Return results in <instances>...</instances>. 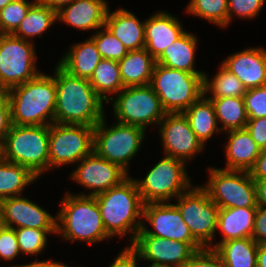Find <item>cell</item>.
<instances>
[{"instance_id":"cell-28","label":"cell","mask_w":266,"mask_h":267,"mask_svg":"<svg viewBox=\"0 0 266 267\" xmlns=\"http://www.w3.org/2000/svg\"><path fill=\"white\" fill-rule=\"evenodd\" d=\"M183 114L188 119L191 129L204 146L215 132L221 131L220 127H218L214 105L207 98V95L203 94Z\"/></svg>"},{"instance_id":"cell-8","label":"cell","mask_w":266,"mask_h":267,"mask_svg":"<svg viewBox=\"0 0 266 267\" xmlns=\"http://www.w3.org/2000/svg\"><path fill=\"white\" fill-rule=\"evenodd\" d=\"M186 163L165 155L147 173L144 179H135L142 202H169L191 186Z\"/></svg>"},{"instance_id":"cell-17","label":"cell","mask_w":266,"mask_h":267,"mask_svg":"<svg viewBox=\"0 0 266 267\" xmlns=\"http://www.w3.org/2000/svg\"><path fill=\"white\" fill-rule=\"evenodd\" d=\"M78 163L70 178L89 189L87 196H96L105 192L119 185L129 176L118 164L98 156L94 151Z\"/></svg>"},{"instance_id":"cell-2","label":"cell","mask_w":266,"mask_h":267,"mask_svg":"<svg viewBox=\"0 0 266 267\" xmlns=\"http://www.w3.org/2000/svg\"><path fill=\"white\" fill-rule=\"evenodd\" d=\"M105 231L111 237L131 235L132 244L142 228L143 206L135 178L128 176L119 185L95 196Z\"/></svg>"},{"instance_id":"cell-22","label":"cell","mask_w":266,"mask_h":267,"mask_svg":"<svg viewBox=\"0 0 266 267\" xmlns=\"http://www.w3.org/2000/svg\"><path fill=\"white\" fill-rule=\"evenodd\" d=\"M105 27L125 46L128 51L145 48V21L130 11L120 8L110 12L108 9Z\"/></svg>"},{"instance_id":"cell-47","label":"cell","mask_w":266,"mask_h":267,"mask_svg":"<svg viewBox=\"0 0 266 267\" xmlns=\"http://www.w3.org/2000/svg\"><path fill=\"white\" fill-rule=\"evenodd\" d=\"M248 172L253 180L266 179V149L261 150L260 155Z\"/></svg>"},{"instance_id":"cell-10","label":"cell","mask_w":266,"mask_h":267,"mask_svg":"<svg viewBox=\"0 0 266 267\" xmlns=\"http://www.w3.org/2000/svg\"><path fill=\"white\" fill-rule=\"evenodd\" d=\"M209 180L202 187L220 208H257L254 180L248 171L209 167Z\"/></svg>"},{"instance_id":"cell-14","label":"cell","mask_w":266,"mask_h":267,"mask_svg":"<svg viewBox=\"0 0 266 267\" xmlns=\"http://www.w3.org/2000/svg\"><path fill=\"white\" fill-rule=\"evenodd\" d=\"M130 247L140 260L157 266L185 267L196 250L187 242L148 235L142 228Z\"/></svg>"},{"instance_id":"cell-39","label":"cell","mask_w":266,"mask_h":267,"mask_svg":"<svg viewBox=\"0 0 266 267\" xmlns=\"http://www.w3.org/2000/svg\"><path fill=\"white\" fill-rule=\"evenodd\" d=\"M243 100L248 119L266 117V85L248 89Z\"/></svg>"},{"instance_id":"cell-45","label":"cell","mask_w":266,"mask_h":267,"mask_svg":"<svg viewBox=\"0 0 266 267\" xmlns=\"http://www.w3.org/2000/svg\"><path fill=\"white\" fill-rule=\"evenodd\" d=\"M252 238L258 244H266V207L256 208Z\"/></svg>"},{"instance_id":"cell-40","label":"cell","mask_w":266,"mask_h":267,"mask_svg":"<svg viewBox=\"0 0 266 267\" xmlns=\"http://www.w3.org/2000/svg\"><path fill=\"white\" fill-rule=\"evenodd\" d=\"M265 0H228V25L233 16L237 18L253 19L259 15Z\"/></svg>"},{"instance_id":"cell-23","label":"cell","mask_w":266,"mask_h":267,"mask_svg":"<svg viewBox=\"0 0 266 267\" xmlns=\"http://www.w3.org/2000/svg\"><path fill=\"white\" fill-rule=\"evenodd\" d=\"M227 132L228 142L225 146L227 163L224 169L249 171L260 155V148L245 128Z\"/></svg>"},{"instance_id":"cell-46","label":"cell","mask_w":266,"mask_h":267,"mask_svg":"<svg viewBox=\"0 0 266 267\" xmlns=\"http://www.w3.org/2000/svg\"><path fill=\"white\" fill-rule=\"evenodd\" d=\"M139 260L138 254L130 246H127L117 255L109 267H137Z\"/></svg>"},{"instance_id":"cell-12","label":"cell","mask_w":266,"mask_h":267,"mask_svg":"<svg viewBox=\"0 0 266 267\" xmlns=\"http://www.w3.org/2000/svg\"><path fill=\"white\" fill-rule=\"evenodd\" d=\"M94 127L52 123L49 125V169L78 163L93 152Z\"/></svg>"},{"instance_id":"cell-6","label":"cell","mask_w":266,"mask_h":267,"mask_svg":"<svg viewBox=\"0 0 266 267\" xmlns=\"http://www.w3.org/2000/svg\"><path fill=\"white\" fill-rule=\"evenodd\" d=\"M204 75L156 63L149 85L166 113H183L204 94Z\"/></svg>"},{"instance_id":"cell-11","label":"cell","mask_w":266,"mask_h":267,"mask_svg":"<svg viewBox=\"0 0 266 267\" xmlns=\"http://www.w3.org/2000/svg\"><path fill=\"white\" fill-rule=\"evenodd\" d=\"M175 205L188 225L193 238L202 246L213 244L217 233L219 207L210 199L202 186H191L180 194ZM212 242V244H211Z\"/></svg>"},{"instance_id":"cell-26","label":"cell","mask_w":266,"mask_h":267,"mask_svg":"<svg viewBox=\"0 0 266 267\" xmlns=\"http://www.w3.org/2000/svg\"><path fill=\"white\" fill-rule=\"evenodd\" d=\"M197 36L185 31L171 45L165 48L156 59V63L171 69H178L194 74H205L195 69V53L197 49Z\"/></svg>"},{"instance_id":"cell-34","label":"cell","mask_w":266,"mask_h":267,"mask_svg":"<svg viewBox=\"0 0 266 267\" xmlns=\"http://www.w3.org/2000/svg\"><path fill=\"white\" fill-rule=\"evenodd\" d=\"M206 74L203 80L204 95L209 92L212 95L207 98L243 97L247 91L243 83L221 64L213 79L209 80Z\"/></svg>"},{"instance_id":"cell-31","label":"cell","mask_w":266,"mask_h":267,"mask_svg":"<svg viewBox=\"0 0 266 267\" xmlns=\"http://www.w3.org/2000/svg\"><path fill=\"white\" fill-rule=\"evenodd\" d=\"M37 177L30 169L12 163L0 156V201L21 196L24 188L35 182Z\"/></svg>"},{"instance_id":"cell-29","label":"cell","mask_w":266,"mask_h":267,"mask_svg":"<svg viewBox=\"0 0 266 267\" xmlns=\"http://www.w3.org/2000/svg\"><path fill=\"white\" fill-rule=\"evenodd\" d=\"M257 247L252 237H246L222 242L214 250L225 267H257Z\"/></svg>"},{"instance_id":"cell-52","label":"cell","mask_w":266,"mask_h":267,"mask_svg":"<svg viewBox=\"0 0 266 267\" xmlns=\"http://www.w3.org/2000/svg\"><path fill=\"white\" fill-rule=\"evenodd\" d=\"M12 1L14 0H0V10L5 8Z\"/></svg>"},{"instance_id":"cell-36","label":"cell","mask_w":266,"mask_h":267,"mask_svg":"<svg viewBox=\"0 0 266 267\" xmlns=\"http://www.w3.org/2000/svg\"><path fill=\"white\" fill-rule=\"evenodd\" d=\"M20 255L37 256L47 246V235L57 234V229L15 228Z\"/></svg>"},{"instance_id":"cell-38","label":"cell","mask_w":266,"mask_h":267,"mask_svg":"<svg viewBox=\"0 0 266 267\" xmlns=\"http://www.w3.org/2000/svg\"><path fill=\"white\" fill-rule=\"evenodd\" d=\"M91 38L94 40L101 58L119 62L128 52L124 44L105 26L98 29Z\"/></svg>"},{"instance_id":"cell-30","label":"cell","mask_w":266,"mask_h":267,"mask_svg":"<svg viewBox=\"0 0 266 267\" xmlns=\"http://www.w3.org/2000/svg\"><path fill=\"white\" fill-rule=\"evenodd\" d=\"M55 21H58L57 11L37 0L12 35L32 42L31 39L42 36Z\"/></svg>"},{"instance_id":"cell-21","label":"cell","mask_w":266,"mask_h":267,"mask_svg":"<svg viewBox=\"0 0 266 267\" xmlns=\"http://www.w3.org/2000/svg\"><path fill=\"white\" fill-rule=\"evenodd\" d=\"M185 31L177 17L158 11L145 21V49L157 59Z\"/></svg>"},{"instance_id":"cell-49","label":"cell","mask_w":266,"mask_h":267,"mask_svg":"<svg viewBox=\"0 0 266 267\" xmlns=\"http://www.w3.org/2000/svg\"><path fill=\"white\" fill-rule=\"evenodd\" d=\"M12 267H70L67 266L65 264L59 263V262H55L52 260H43V261H38V258L31 262L30 264H24V265H13Z\"/></svg>"},{"instance_id":"cell-27","label":"cell","mask_w":266,"mask_h":267,"mask_svg":"<svg viewBox=\"0 0 266 267\" xmlns=\"http://www.w3.org/2000/svg\"><path fill=\"white\" fill-rule=\"evenodd\" d=\"M156 59L145 49L128 51L118 62L124 87L149 85Z\"/></svg>"},{"instance_id":"cell-20","label":"cell","mask_w":266,"mask_h":267,"mask_svg":"<svg viewBox=\"0 0 266 267\" xmlns=\"http://www.w3.org/2000/svg\"><path fill=\"white\" fill-rule=\"evenodd\" d=\"M106 0H74L57 11V20L79 30H95L105 26L109 9Z\"/></svg>"},{"instance_id":"cell-16","label":"cell","mask_w":266,"mask_h":267,"mask_svg":"<svg viewBox=\"0 0 266 267\" xmlns=\"http://www.w3.org/2000/svg\"><path fill=\"white\" fill-rule=\"evenodd\" d=\"M143 219L147 220L154 229L153 231L152 229L149 230L143 224L142 229L148 235L187 242L196 251L203 248L191 235L188 225L174 203L154 202L144 204Z\"/></svg>"},{"instance_id":"cell-44","label":"cell","mask_w":266,"mask_h":267,"mask_svg":"<svg viewBox=\"0 0 266 267\" xmlns=\"http://www.w3.org/2000/svg\"><path fill=\"white\" fill-rule=\"evenodd\" d=\"M11 107L7 90L0 92V144L11 127Z\"/></svg>"},{"instance_id":"cell-48","label":"cell","mask_w":266,"mask_h":267,"mask_svg":"<svg viewBox=\"0 0 266 267\" xmlns=\"http://www.w3.org/2000/svg\"><path fill=\"white\" fill-rule=\"evenodd\" d=\"M257 206L266 207V179L254 180Z\"/></svg>"},{"instance_id":"cell-42","label":"cell","mask_w":266,"mask_h":267,"mask_svg":"<svg viewBox=\"0 0 266 267\" xmlns=\"http://www.w3.org/2000/svg\"><path fill=\"white\" fill-rule=\"evenodd\" d=\"M185 267H225L217 252L209 247L197 250Z\"/></svg>"},{"instance_id":"cell-18","label":"cell","mask_w":266,"mask_h":267,"mask_svg":"<svg viewBox=\"0 0 266 267\" xmlns=\"http://www.w3.org/2000/svg\"><path fill=\"white\" fill-rule=\"evenodd\" d=\"M1 225L11 228L57 229V216L32 202L25 196L0 201ZM15 225V226H14Z\"/></svg>"},{"instance_id":"cell-3","label":"cell","mask_w":266,"mask_h":267,"mask_svg":"<svg viewBox=\"0 0 266 267\" xmlns=\"http://www.w3.org/2000/svg\"><path fill=\"white\" fill-rule=\"evenodd\" d=\"M11 123L15 125H50L54 123L56 84L54 76L40 73L24 84L7 90Z\"/></svg>"},{"instance_id":"cell-13","label":"cell","mask_w":266,"mask_h":267,"mask_svg":"<svg viewBox=\"0 0 266 267\" xmlns=\"http://www.w3.org/2000/svg\"><path fill=\"white\" fill-rule=\"evenodd\" d=\"M34 42L0 34V86L3 90L24 84L41 72L36 68Z\"/></svg>"},{"instance_id":"cell-4","label":"cell","mask_w":266,"mask_h":267,"mask_svg":"<svg viewBox=\"0 0 266 267\" xmlns=\"http://www.w3.org/2000/svg\"><path fill=\"white\" fill-rule=\"evenodd\" d=\"M81 193V194H80ZM65 194L57 213V234L65 240L94 244L110 239L105 231L95 196L84 192Z\"/></svg>"},{"instance_id":"cell-41","label":"cell","mask_w":266,"mask_h":267,"mask_svg":"<svg viewBox=\"0 0 266 267\" xmlns=\"http://www.w3.org/2000/svg\"><path fill=\"white\" fill-rule=\"evenodd\" d=\"M20 253L15 229L0 224V259L11 261Z\"/></svg>"},{"instance_id":"cell-25","label":"cell","mask_w":266,"mask_h":267,"mask_svg":"<svg viewBox=\"0 0 266 267\" xmlns=\"http://www.w3.org/2000/svg\"><path fill=\"white\" fill-rule=\"evenodd\" d=\"M64 54L58 64L69 74L87 80L102 59L91 37L82 43L73 44Z\"/></svg>"},{"instance_id":"cell-1","label":"cell","mask_w":266,"mask_h":267,"mask_svg":"<svg viewBox=\"0 0 266 267\" xmlns=\"http://www.w3.org/2000/svg\"><path fill=\"white\" fill-rule=\"evenodd\" d=\"M56 107L54 122L95 126L104 117L103 102L89 80L73 76L55 66Z\"/></svg>"},{"instance_id":"cell-53","label":"cell","mask_w":266,"mask_h":267,"mask_svg":"<svg viewBox=\"0 0 266 267\" xmlns=\"http://www.w3.org/2000/svg\"><path fill=\"white\" fill-rule=\"evenodd\" d=\"M149 267H171V266H157V265H150Z\"/></svg>"},{"instance_id":"cell-33","label":"cell","mask_w":266,"mask_h":267,"mask_svg":"<svg viewBox=\"0 0 266 267\" xmlns=\"http://www.w3.org/2000/svg\"><path fill=\"white\" fill-rule=\"evenodd\" d=\"M95 92L109 103L108 94H118L123 88L118 61L102 58L89 79ZM107 94V95H106Z\"/></svg>"},{"instance_id":"cell-35","label":"cell","mask_w":266,"mask_h":267,"mask_svg":"<svg viewBox=\"0 0 266 267\" xmlns=\"http://www.w3.org/2000/svg\"><path fill=\"white\" fill-rule=\"evenodd\" d=\"M186 12L220 27L228 26V0H191Z\"/></svg>"},{"instance_id":"cell-43","label":"cell","mask_w":266,"mask_h":267,"mask_svg":"<svg viewBox=\"0 0 266 267\" xmlns=\"http://www.w3.org/2000/svg\"><path fill=\"white\" fill-rule=\"evenodd\" d=\"M245 129L250 133L260 150L266 149V117L248 119Z\"/></svg>"},{"instance_id":"cell-51","label":"cell","mask_w":266,"mask_h":267,"mask_svg":"<svg viewBox=\"0 0 266 267\" xmlns=\"http://www.w3.org/2000/svg\"><path fill=\"white\" fill-rule=\"evenodd\" d=\"M257 267H266V244H258Z\"/></svg>"},{"instance_id":"cell-50","label":"cell","mask_w":266,"mask_h":267,"mask_svg":"<svg viewBox=\"0 0 266 267\" xmlns=\"http://www.w3.org/2000/svg\"><path fill=\"white\" fill-rule=\"evenodd\" d=\"M50 8L54 9L55 11H59L62 7L72 3L74 0H41Z\"/></svg>"},{"instance_id":"cell-19","label":"cell","mask_w":266,"mask_h":267,"mask_svg":"<svg viewBox=\"0 0 266 267\" xmlns=\"http://www.w3.org/2000/svg\"><path fill=\"white\" fill-rule=\"evenodd\" d=\"M221 65L252 89L266 85V49L249 47L231 54Z\"/></svg>"},{"instance_id":"cell-5","label":"cell","mask_w":266,"mask_h":267,"mask_svg":"<svg viewBox=\"0 0 266 267\" xmlns=\"http://www.w3.org/2000/svg\"><path fill=\"white\" fill-rule=\"evenodd\" d=\"M0 156L41 176L49 170V125L12 124L0 144Z\"/></svg>"},{"instance_id":"cell-24","label":"cell","mask_w":266,"mask_h":267,"mask_svg":"<svg viewBox=\"0 0 266 267\" xmlns=\"http://www.w3.org/2000/svg\"><path fill=\"white\" fill-rule=\"evenodd\" d=\"M256 208H222L218 212L217 230L222 239L211 245L215 249L220 243L231 239L252 237Z\"/></svg>"},{"instance_id":"cell-15","label":"cell","mask_w":266,"mask_h":267,"mask_svg":"<svg viewBox=\"0 0 266 267\" xmlns=\"http://www.w3.org/2000/svg\"><path fill=\"white\" fill-rule=\"evenodd\" d=\"M158 125L164 155L187 163L203 151L205 146L191 129L183 113H166Z\"/></svg>"},{"instance_id":"cell-37","label":"cell","mask_w":266,"mask_h":267,"mask_svg":"<svg viewBox=\"0 0 266 267\" xmlns=\"http://www.w3.org/2000/svg\"><path fill=\"white\" fill-rule=\"evenodd\" d=\"M37 0H14L0 10V34H12Z\"/></svg>"},{"instance_id":"cell-7","label":"cell","mask_w":266,"mask_h":267,"mask_svg":"<svg viewBox=\"0 0 266 267\" xmlns=\"http://www.w3.org/2000/svg\"><path fill=\"white\" fill-rule=\"evenodd\" d=\"M105 118L94 126L93 151L129 173V161L141 148L146 131L141 127L119 122L107 127Z\"/></svg>"},{"instance_id":"cell-32","label":"cell","mask_w":266,"mask_h":267,"mask_svg":"<svg viewBox=\"0 0 266 267\" xmlns=\"http://www.w3.org/2000/svg\"><path fill=\"white\" fill-rule=\"evenodd\" d=\"M215 109L217 121L223 125L221 131L244 129L248 116L243 97L209 98Z\"/></svg>"},{"instance_id":"cell-9","label":"cell","mask_w":266,"mask_h":267,"mask_svg":"<svg viewBox=\"0 0 266 267\" xmlns=\"http://www.w3.org/2000/svg\"><path fill=\"white\" fill-rule=\"evenodd\" d=\"M113 100V114L119 123L138 126L158 125L166 112L150 85L124 87Z\"/></svg>"}]
</instances>
